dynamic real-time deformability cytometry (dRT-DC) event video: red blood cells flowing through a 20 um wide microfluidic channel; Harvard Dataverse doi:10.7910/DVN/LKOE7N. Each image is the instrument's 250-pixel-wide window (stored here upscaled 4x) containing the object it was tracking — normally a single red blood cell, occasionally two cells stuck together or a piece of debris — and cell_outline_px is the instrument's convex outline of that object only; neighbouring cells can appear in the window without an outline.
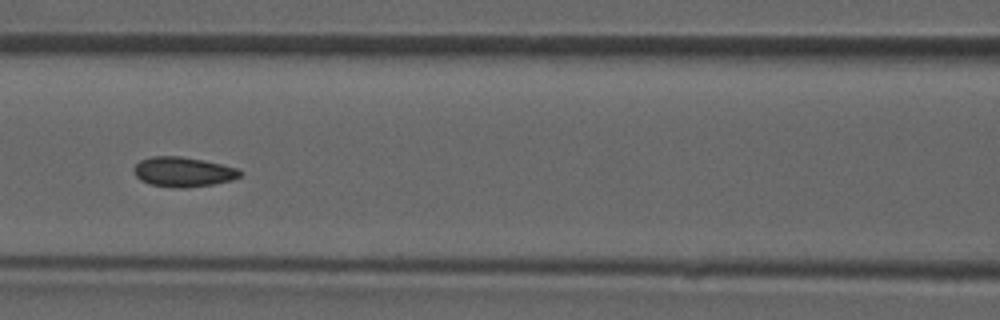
{"species": "common noctule bat (a hibernating species)", "species_latin": "Nyctalus noctula", "temperature_condition": "room temperature", "stored_images_in_passage": 48, "camera_frame_rate_fps": 3000, "um_per_image_px": 0.085, "animal": {"sex": "male", "forearm_length_mm": 52.5}, "frame": {"image": 1, "passage_image": 21, "time_ms": 6.667, "image_size_px": [1000, 320], "cell_outline_px": [[244, 172], [240, 176], [232, 180], [212, 184], [184, 188], [176, 188], [152, 184], [140, 180], [136, 176], [132, 168], [140, 160], [152, 156], [180, 156], [220, 164], [236, 168]], "centroid_in_image_um": [15.55, 14.61], "position_along_channel_um": 151.1, "area_um2": 18.26}}